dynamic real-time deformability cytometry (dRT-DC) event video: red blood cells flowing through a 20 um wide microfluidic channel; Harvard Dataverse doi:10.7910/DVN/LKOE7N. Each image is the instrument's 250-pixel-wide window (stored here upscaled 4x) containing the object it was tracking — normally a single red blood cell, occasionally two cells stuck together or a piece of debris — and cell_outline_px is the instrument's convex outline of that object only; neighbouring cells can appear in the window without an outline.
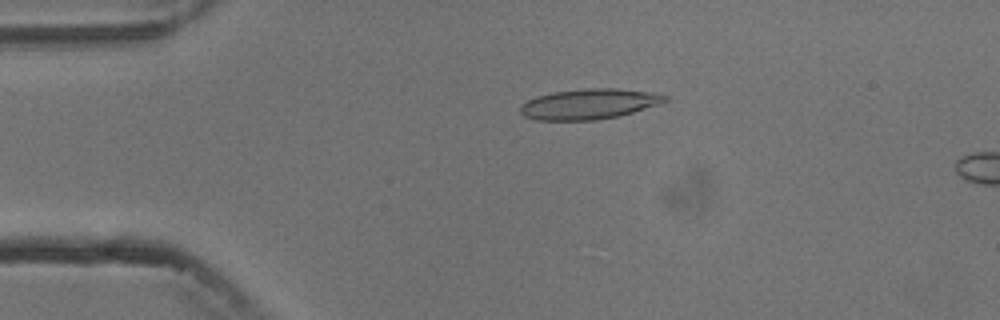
{"species": "common noctule bat (a hibernating species)", "species_latin": "Nyctalus noctula", "temperature_condition": "cold", "stored_images_in_passage": 4, "camera_frame_rate_fps": 3000, "um_per_image_px": 0.085, "animal": {"sex": "male", "body_mass_g": 13.3}, "frame": {"image": 1, "passage_image": 3, "time_ms": 2.333, "image_size_px": [1000, 320], "cell_outline_px": [[668, 100], [660, 104], [620, 116], [596, 120], [536, 120], [524, 116], [520, 112], [520, 104], [536, 96], [552, 92], [588, 88], [616, 88], [660, 92], [668, 96]], "centroid_in_image_um": [50.12, 8.83], "position_along_channel_um": 34.9, "area_um2": 26.01}}